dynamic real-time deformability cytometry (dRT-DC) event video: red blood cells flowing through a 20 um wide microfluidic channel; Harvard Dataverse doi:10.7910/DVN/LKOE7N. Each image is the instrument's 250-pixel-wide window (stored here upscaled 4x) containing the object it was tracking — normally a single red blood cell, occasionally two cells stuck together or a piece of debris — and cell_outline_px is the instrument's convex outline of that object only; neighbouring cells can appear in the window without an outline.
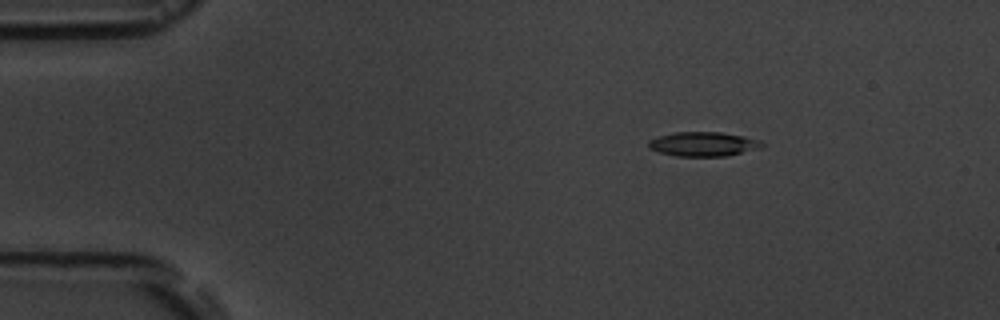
{"species": "common noctule bat (a hibernating species)", "species_latin": "Nyctalus noctula", "temperature_condition": "room temperature", "stored_images_in_passage": 3, "camera_frame_rate_fps": 3000, "um_per_image_px": 0.085, "animal": {"sex": "male", "body_mass_g": 19.5, "forearm_length_mm": 54.6}, "frame": {"image": 1, "passage_image": 2, "time_ms": 1.0, "image_size_px": [1000, 320], "cell_outline_px": [[768, 144], [760, 148], [724, 156], [676, 156], [660, 152], [648, 148], [648, 140], [660, 136], [676, 132], [720, 132], [744, 136], [760, 140]], "centroid_in_image_um": [59.8, 12.24], "position_along_channel_um": 25.2, "area_um2": 16.07}}